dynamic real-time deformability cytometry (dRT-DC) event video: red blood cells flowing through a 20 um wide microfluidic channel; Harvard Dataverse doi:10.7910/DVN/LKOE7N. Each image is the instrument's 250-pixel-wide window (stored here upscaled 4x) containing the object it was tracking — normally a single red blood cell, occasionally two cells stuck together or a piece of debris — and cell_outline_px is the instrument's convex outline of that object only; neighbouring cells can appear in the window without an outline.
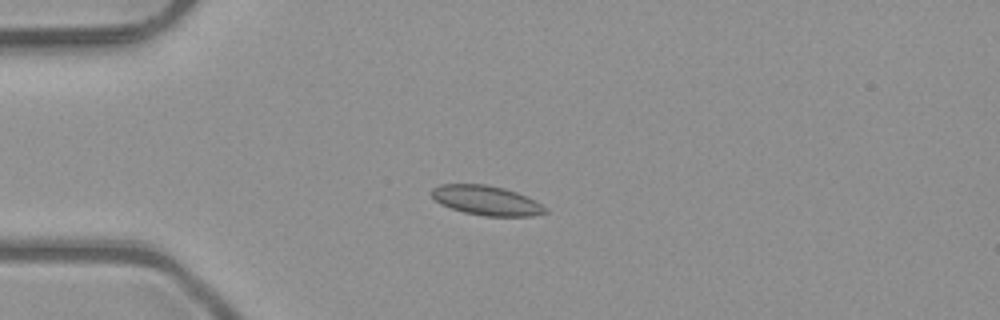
{"species": "common noctule bat (a hibernating species)", "species_latin": "Nyctalus noctula", "temperature_condition": "room temperature", "stored_images_in_passage": 5, "camera_frame_rate_fps": 3000, "um_per_image_px": 0.085, "animal": {"sex": "male", "body_mass_g": 23.1, "forearm_length_mm": 52.7}, "frame": {"image": 1, "passage_image": 3, "time_ms": 0.667, "image_size_px": [1000, 320], "cell_outline_px": [[548, 212], [532, 216], [484, 216], [464, 212], [440, 204], [432, 196], [432, 188], [440, 184], [484, 184], [504, 188], [516, 192], [548, 208]], "centroid_in_image_um": [41.33, 17.04], "position_along_channel_um": 43.7, "area_um2": 19.36}}
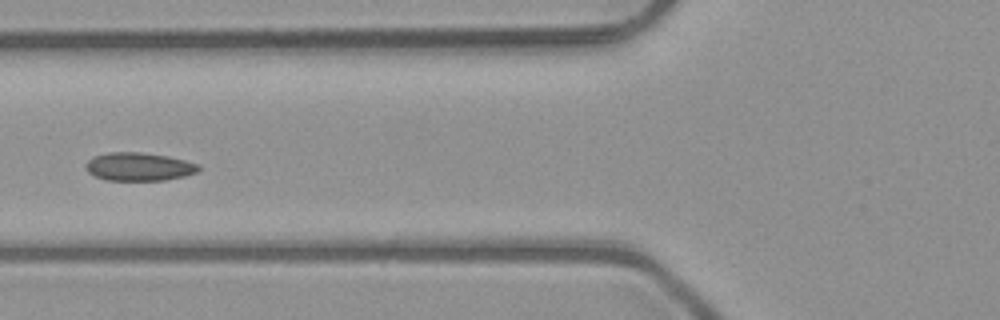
{"frame": {"image": 2, "passage_image": 5, "time_ms": 1.333, "image_size_px": [1000, 320], "cell_outline_px": [[200, 168], [196, 172], [184, 176], [164, 180], [108, 180], [96, 176], [88, 172], [84, 168], [84, 164], [92, 156], [108, 152], [140, 152], [168, 156], [200, 164]], "centroid_in_image_um": [11.78, 14.16], "position_along_channel_um": 114.0, "area_um2": 18.61}}